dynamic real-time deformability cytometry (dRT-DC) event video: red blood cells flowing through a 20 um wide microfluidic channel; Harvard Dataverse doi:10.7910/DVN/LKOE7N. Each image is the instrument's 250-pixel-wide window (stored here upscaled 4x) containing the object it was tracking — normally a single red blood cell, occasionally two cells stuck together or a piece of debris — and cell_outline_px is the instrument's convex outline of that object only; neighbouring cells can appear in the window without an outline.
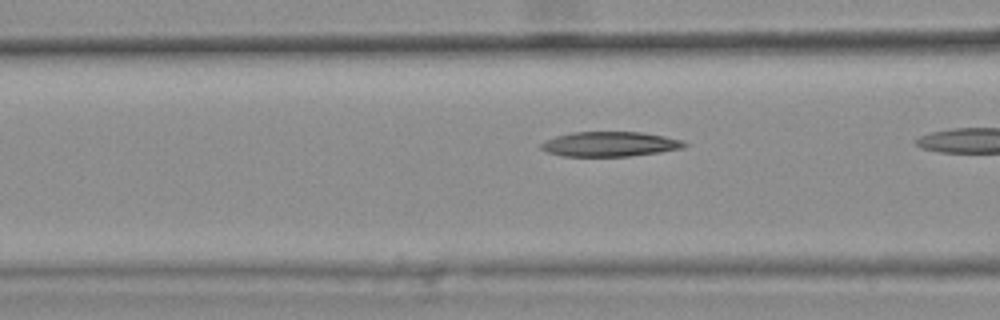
{"species": "common noctule bat (a hibernating species)", "species_latin": "Nyctalus noctula", "temperature_condition": "warm", "stored_images_in_passage": 13, "camera_frame_rate_fps": 3000, "um_per_image_px": 0.085, "animal": {"sex": "female", "body_mass_g": 25.1}, "frame": {"image": 1, "passage_image": 10, "time_ms": 3.0, "image_size_px": [1000, 320], "cell_outline_px": [[688, 144], [680, 148], [660, 152], [628, 156], [560, 156], [548, 152], [540, 148], [540, 144], [556, 136], [572, 132], [644, 132], [664, 136], [680, 140]], "centroid_in_image_um": [51.81, 12.25], "position_along_channel_um": 114.8, "area_um2": 20.52}}